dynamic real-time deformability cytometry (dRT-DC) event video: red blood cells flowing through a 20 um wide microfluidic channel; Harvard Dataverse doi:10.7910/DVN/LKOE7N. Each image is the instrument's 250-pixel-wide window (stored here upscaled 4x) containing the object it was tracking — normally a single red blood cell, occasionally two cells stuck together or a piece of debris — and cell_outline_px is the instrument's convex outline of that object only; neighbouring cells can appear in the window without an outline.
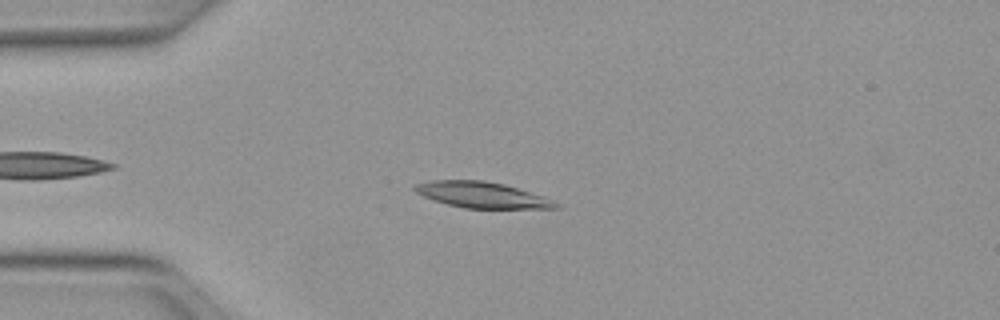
{"species": "Egyptian fruit bat (a non-hibernating species)", "species_latin": "Rousettus aegyptiacus", "temperature_condition": "warm", "stored_images_in_passage": 39, "camera_frame_rate_fps": 3000, "um_per_image_px": 0.085, "animal": {"sex": "female"}, "frame": {"image": 1, "passage_image": 7, "time_ms": 2.0, "image_size_px": [1000, 320], "cell_outline_px": [[560, 208], [464, 208], [432, 200], [416, 192], [412, 188], [416, 184], [432, 180], [484, 180], [504, 184], [544, 196], [560, 204]], "centroid_in_image_um": [40.96, 16.56], "position_along_channel_um": 44.0, "area_um2": 21.21}}
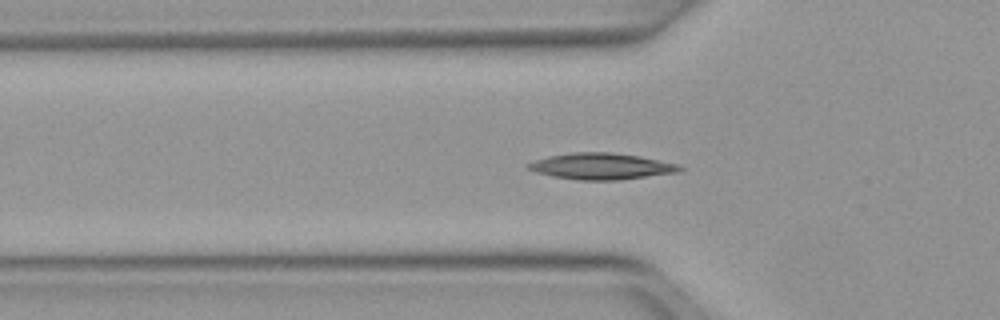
{"frame": {"image": 2, "passage_image": 11, "time_ms": 3.333, "image_size_px": [1000, 320], "cell_outline_px": [[684, 168], [680, 172], [620, 180], [576, 180], [552, 176], [536, 172], [528, 168], [524, 164], [548, 156], [572, 152], [612, 152], [640, 156], [680, 164]], "centroid_in_image_um": [51.14, 14.13], "position_along_channel_um": 74.7, "area_um2": 23.47}}
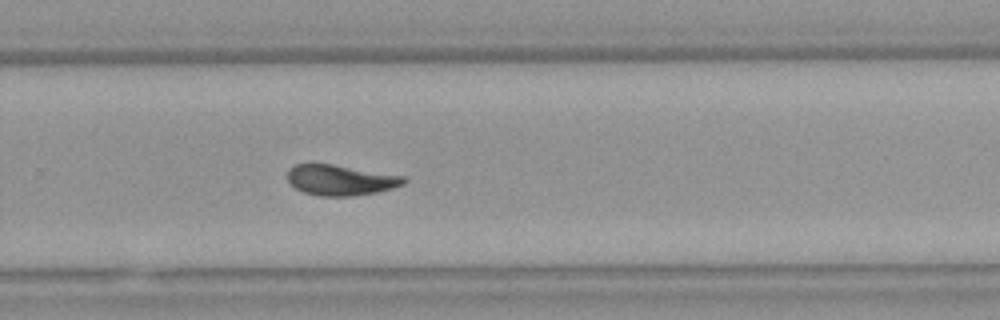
{"frame": {"image": 3, "passage_image": 28, "time_ms": 9.0, "image_size_px": [1000, 320], "cell_outline_px": [[408, 180], [404, 184], [392, 188], [376, 192], [352, 196], [320, 196], [304, 192], [296, 188], [288, 180], [288, 168], [296, 164], [332, 164], [404, 176]], "centroid_in_image_um": [28.95, 15.3], "position_along_channel_um": 300.8, "area_um2": 20.52}, "authors_computed_cell_mechanics": {"area_um2": 20.9236, "velocity_mm_per_s": 3.9979, "shape_relaxation_time_tau1_ms": 6.7573, "shape_relaxation_time_tau2_ms": 9.2349, "deformation_change_tau1": 0.173, "deformation_change_tau2": 0.1899}}